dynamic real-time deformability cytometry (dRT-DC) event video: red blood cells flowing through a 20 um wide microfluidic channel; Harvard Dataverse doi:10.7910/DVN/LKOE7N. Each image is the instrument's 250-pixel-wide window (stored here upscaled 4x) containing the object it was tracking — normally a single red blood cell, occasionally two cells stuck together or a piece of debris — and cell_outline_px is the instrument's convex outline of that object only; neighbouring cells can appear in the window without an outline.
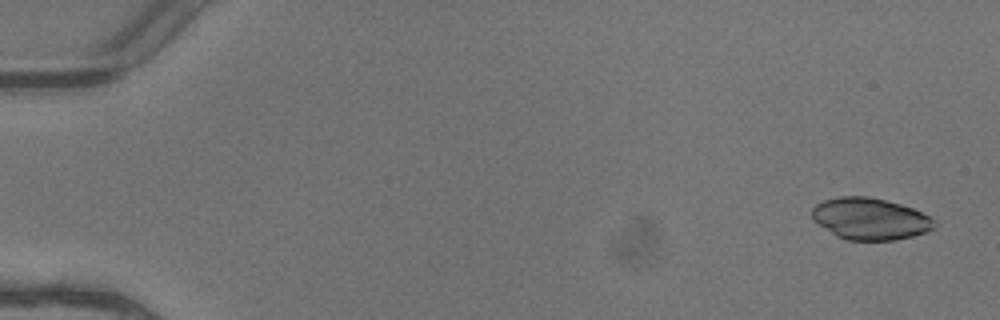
{"species": "common noctule bat (a hibernating species)", "species_latin": "Nyctalus noctula", "temperature_condition": "warm", "stored_images_in_passage": 5, "camera_frame_rate_fps": 3000, "um_per_image_px": 0.085, "animal": {"sex": "female"}, "frame": {"image": 1, "passage_image": 1, "time_ms": 0.0, "image_size_px": [1000, 320], "cell_outline_px": [[932, 228], [924, 232], [912, 236], [896, 240], [848, 240], [836, 236], [812, 220], [812, 208], [816, 204], [824, 200], [840, 196], [868, 196], [900, 204], [912, 208], [932, 216]], "centroid_in_image_um": [73.91, 18.59], "position_along_channel_um": 11.1, "area_um2": 29.59}}